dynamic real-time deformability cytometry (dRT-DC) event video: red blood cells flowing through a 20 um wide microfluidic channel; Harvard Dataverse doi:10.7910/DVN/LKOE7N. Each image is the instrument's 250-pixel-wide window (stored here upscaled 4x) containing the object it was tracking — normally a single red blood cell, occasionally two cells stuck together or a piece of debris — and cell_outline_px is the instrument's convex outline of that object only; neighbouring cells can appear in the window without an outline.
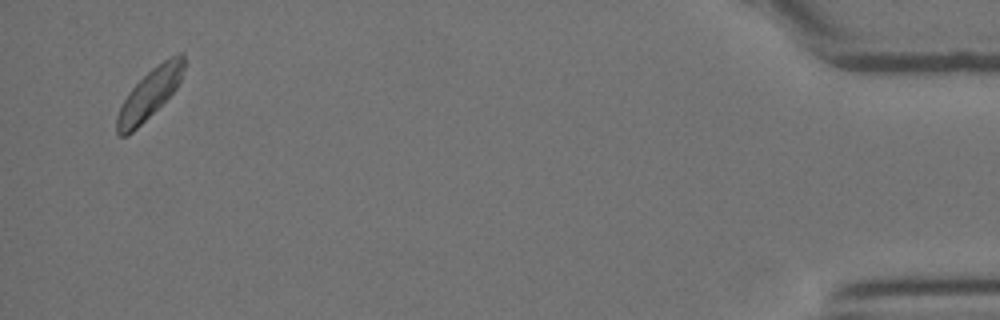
{"species": "Egyptian fruit bat (a non-hibernating species)", "species_latin": "Rousettus aegyptiacus", "temperature_condition": "room temperature", "stored_images_in_passage": 25, "camera_frame_rate_fps": 3000, "um_per_image_px": 0.085, "animal": {"sex": "female"}, "frame": {"image": 1, "passage_image": 25, "time_ms": 8.0, "image_size_px": [1000, 320], "cell_outline_px": [[184, 68], [180, 80], [176, 88], [128, 136], [120, 136], [116, 132], [116, 116], [128, 92], [152, 68], [164, 60], [180, 52], [184, 52]], "centroid_in_image_um": [12.69, 7.97], "position_along_channel_um": 422.5, "area_um2": 18.73}}